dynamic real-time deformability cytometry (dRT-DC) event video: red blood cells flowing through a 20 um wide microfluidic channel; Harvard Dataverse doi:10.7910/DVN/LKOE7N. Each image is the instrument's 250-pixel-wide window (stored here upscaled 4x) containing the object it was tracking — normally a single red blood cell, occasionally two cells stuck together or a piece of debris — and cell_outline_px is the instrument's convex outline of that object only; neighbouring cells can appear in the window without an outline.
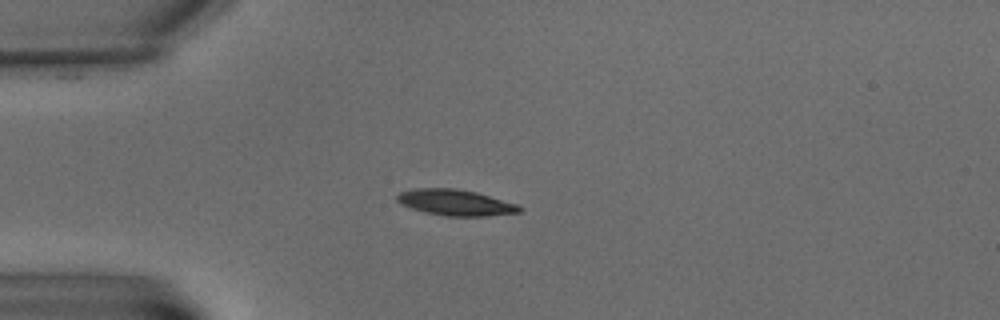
{"species": "common noctule bat (a hibernating species)", "species_latin": "Nyctalus noctula", "temperature_condition": "warm", "stored_images_in_passage": 8, "camera_frame_rate_fps": 3000, "um_per_image_px": 0.085, "animal": {"sex": "male", "body_mass_g": 15.6}, "frame": {"image": 1, "passage_image": 6, "time_ms": 6.0, "image_size_px": [1000, 320], "cell_outline_px": [[524, 208], [520, 212], [488, 216], [448, 216], [424, 212], [400, 204], [396, 200], [396, 196], [400, 192], [412, 188], [456, 188], [476, 192], [520, 204]], "centroid_in_image_um": [38.74, 17.21], "position_along_channel_um": 46.3, "area_um2": 18.79}}